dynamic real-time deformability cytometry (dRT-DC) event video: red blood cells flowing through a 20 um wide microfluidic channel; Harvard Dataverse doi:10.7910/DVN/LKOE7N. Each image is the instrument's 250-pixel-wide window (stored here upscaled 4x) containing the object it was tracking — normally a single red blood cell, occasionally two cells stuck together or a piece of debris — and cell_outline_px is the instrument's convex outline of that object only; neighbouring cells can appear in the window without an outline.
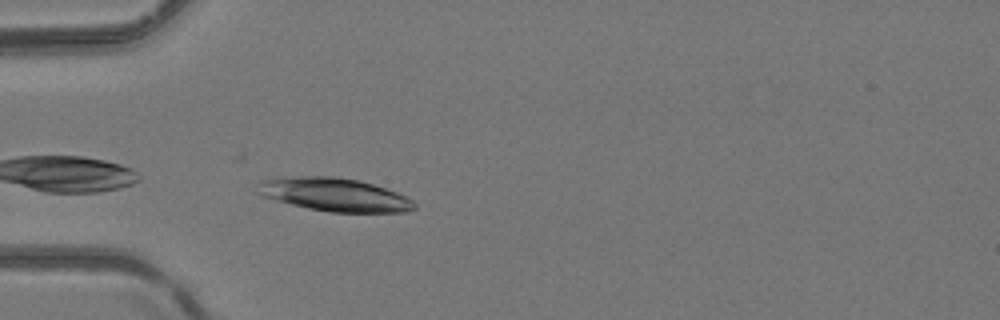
{"species": "common noctule bat (a hibernating species)", "species_latin": "Nyctalus noctula", "temperature_condition": "room temperature", "stored_images_in_passage": 3, "camera_frame_rate_fps": 3000, "um_per_image_px": 0.085, "animal": {"sex": "female", "body_mass_g": 24.6, "forearm_length_mm": 56.2}, "frame": {"image": 1, "passage_image": 3, "time_ms": 0.667, "image_size_px": [1000, 320], "cell_outline_px": [[416, 208], [404, 212], [328, 212], [308, 208], [292, 204], [264, 196], [256, 192], [256, 184], [260, 180], [300, 176], [332, 176], [360, 180], [396, 192], [412, 200], [416, 204]], "centroid_in_image_um": [28.42, 16.54], "position_along_channel_um": 56.6, "area_um2": 30.17}}